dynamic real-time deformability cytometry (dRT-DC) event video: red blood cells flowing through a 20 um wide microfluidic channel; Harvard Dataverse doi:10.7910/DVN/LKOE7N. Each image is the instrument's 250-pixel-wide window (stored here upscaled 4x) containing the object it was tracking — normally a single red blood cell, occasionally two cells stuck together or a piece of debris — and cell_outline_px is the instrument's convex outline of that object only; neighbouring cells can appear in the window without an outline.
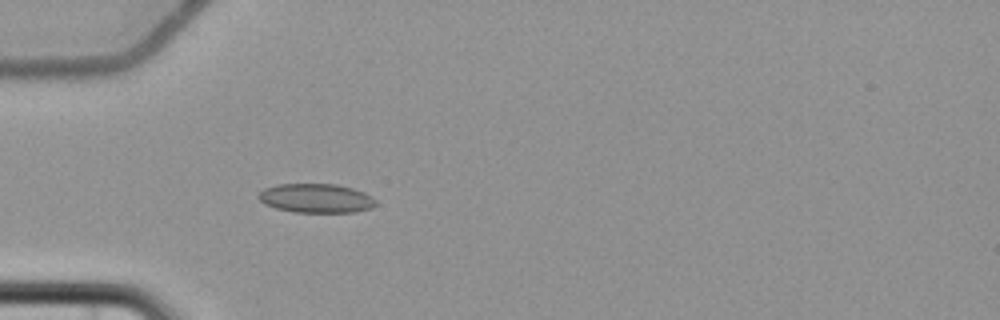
{"species": "common noctule bat (a hibernating species)", "species_latin": "Nyctalus noctula", "temperature_condition": "cold", "stored_images_in_passage": 6, "camera_frame_rate_fps": 3000, "um_per_image_px": 0.085, "animal": {"sex": "female", "body_mass_g": 22.7, "forearm_length_mm": 54.2}, "frame": {"image": 1, "passage_image": 6, "time_ms": 6.333, "image_size_px": [1000, 320], "cell_outline_px": [[376, 204], [372, 208], [356, 212], [292, 212], [276, 208], [264, 204], [256, 196], [264, 188], [276, 184], [336, 184], [352, 188], [364, 192], [372, 196], [376, 200]], "centroid_in_image_um": [26.86, 16.85], "position_along_channel_um": 58.1, "area_um2": 20.06}}